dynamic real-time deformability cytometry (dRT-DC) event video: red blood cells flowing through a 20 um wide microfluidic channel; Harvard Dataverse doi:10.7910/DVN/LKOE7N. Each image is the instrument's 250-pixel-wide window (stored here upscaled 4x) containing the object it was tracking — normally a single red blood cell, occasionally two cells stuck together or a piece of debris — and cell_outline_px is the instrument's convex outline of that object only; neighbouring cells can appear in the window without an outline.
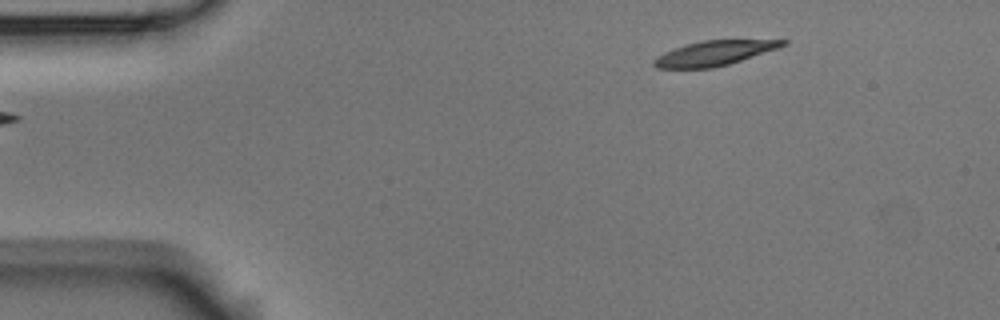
{"species": "Egyptian fruit bat (a non-hibernating species)", "species_latin": "Rousettus aegyptiacus", "temperature_condition": "room temperature", "stored_images_in_passage": 4, "camera_frame_rate_fps": 3000, "um_per_image_px": 0.085, "animal": {"sex": "male"}, "frame": {"image": 1, "passage_image": 4, "time_ms": 1.0, "image_size_px": [1000, 320], "cell_outline_px": [[788, 44], [780, 48], [728, 64], [712, 68], [656, 68], [652, 64], [652, 60], [664, 52], [684, 44], [700, 40], [788, 40]], "centroid_in_image_um": [60.7, 4.51], "position_along_channel_um": 24.3, "area_um2": 18.67}}